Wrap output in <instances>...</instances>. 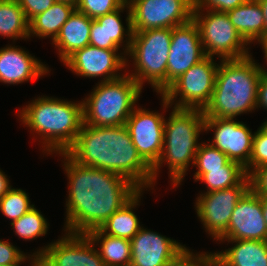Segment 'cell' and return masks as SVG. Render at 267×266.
Here are the masks:
<instances>
[{
  "instance_id": "ac0fdd59",
  "label": "cell",
  "mask_w": 267,
  "mask_h": 266,
  "mask_svg": "<svg viewBox=\"0 0 267 266\" xmlns=\"http://www.w3.org/2000/svg\"><path fill=\"white\" fill-rule=\"evenodd\" d=\"M131 266H167L185 246L143 227L130 240Z\"/></svg>"
},
{
  "instance_id": "d6a6232c",
  "label": "cell",
  "mask_w": 267,
  "mask_h": 266,
  "mask_svg": "<svg viewBox=\"0 0 267 266\" xmlns=\"http://www.w3.org/2000/svg\"><path fill=\"white\" fill-rule=\"evenodd\" d=\"M124 4V0H78L76 9L91 19H96L116 11Z\"/></svg>"
},
{
  "instance_id": "f6af8a7d",
  "label": "cell",
  "mask_w": 267,
  "mask_h": 266,
  "mask_svg": "<svg viewBox=\"0 0 267 266\" xmlns=\"http://www.w3.org/2000/svg\"><path fill=\"white\" fill-rule=\"evenodd\" d=\"M262 48L264 49L265 58L267 60V36L263 37L260 41Z\"/></svg>"
},
{
  "instance_id": "1f68e13d",
  "label": "cell",
  "mask_w": 267,
  "mask_h": 266,
  "mask_svg": "<svg viewBox=\"0 0 267 266\" xmlns=\"http://www.w3.org/2000/svg\"><path fill=\"white\" fill-rule=\"evenodd\" d=\"M264 165H267V128L262 125L253 136L251 157L245 171L249 176L255 169Z\"/></svg>"
},
{
  "instance_id": "d6986e66",
  "label": "cell",
  "mask_w": 267,
  "mask_h": 266,
  "mask_svg": "<svg viewBox=\"0 0 267 266\" xmlns=\"http://www.w3.org/2000/svg\"><path fill=\"white\" fill-rule=\"evenodd\" d=\"M49 70L29 52L15 46L0 49V82L19 84L34 80Z\"/></svg>"
},
{
  "instance_id": "6da1fadb",
  "label": "cell",
  "mask_w": 267,
  "mask_h": 266,
  "mask_svg": "<svg viewBox=\"0 0 267 266\" xmlns=\"http://www.w3.org/2000/svg\"><path fill=\"white\" fill-rule=\"evenodd\" d=\"M69 179L66 232L87 234L127 203L140 189L125 177L99 168L83 166L66 153Z\"/></svg>"
},
{
  "instance_id": "836d02e7",
  "label": "cell",
  "mask_w": 267,
  "mask_h": 266,
  "mask_svg": "<svg viewBox=\"0 0 267 266\" xmlns=\"http://www.w3.org/2000/svg\"><path fill=\"white\" fill-rule=\"evenodd\" d=\"M208 254L193 255L186 247L183 248L169 263L167 266H203L209 259Z\"/></svg>"
},
{
  "instance_id": "30bf717a",
  "label": "cell",
  "mask_w": 267,
  "mask_h": 266,
  "mask_svg": "<svg viewBox=\"0 0 267 266\" xmlns=\"http://www.w3.org/2000/svg\"><path fill=\"white\" fill-rule=\"evenodd\" d=\"M202 16L200 10H193V21L200 32L202 47L206 56L219 55L221 60L240 59L249 56L247 42L237 32L227 13L207 10Z\"/></svg>"
},
{
  "instance_id": "e575fe53",
  "label": "cell",
  "mask_w": 267,
  "mask_h": 266,
  "mask_svg": "<svg viewBox=\"0 0 267 266\" xmlns=\"http://www.w3.org/2000/svg\"><path fill=\"white\" fill-rule=\"evenodd\" d=\"M28 258L19 249L7 241L0 240V266H14L26 261Z\"/></svg>"
},
{
  "instance_id": "d590c367",
  "label": "cell",
  "mask_w": 267,
  "mask_h": 266,
  "mask_svg": "<svg viewBox=\"0 0 267 266\" xmlns=\"http://www.w3.org/2000/svg\"><path fill=\"white\" fill-rule=\"evenodd\" d=\"M247 0H194L193 10H201L206 7V10H213L227 13L232 9L242 5Z\"/></svg>"
},
{
  "instance_id": "e0dca14e",
  "label": "cell",
  "mask_w": 267,
  "mask_h": 266,
  "mask_svg": "<svg viewBox=\"0 0 267 266\" xmlns=\"http://www.w3.org/2000/svg\"><path fill=\"white\" fill-rule=\"evenodd\" d=\"M93 243V244H92ZM87 234L68 233L33 256L44 254L55 266H105Z\"/></svg>"
},
{
  "instance_id": "52a82bcc",
  "label": "cell",
  "mask_w": 267,
  "mask_h": 266,
  "mask_svg": "<svg viewBox=\"0 0 267 266\" xmlns=\"http://www.w3.org/2000/svg\"><path fill=\"white\" fill-rule=\"evenodd\" d=\"M172 28H156L132 32L128 55L132 56L135 73L127 74L142 88L148 81L157 93L167 89V62Z\"/></svg>"
},
{
  "instance_id": "d4e9b609",
  "label": "cell",
  "mask_w": 267,
  "mask_h": 266,
  "mask_svg": "<svg viewBox=\"0 0 267 266\" xmlns=\"http://www.w3.org/2000/svg\"><path fill=\"white\" fill-rule=\"evenodd\" d=\"M142 190H139L127 203L116 211L99 228L103 233L131 240L142 228L133 208L138 205Z\"/></svg>"
},
{
  "instance_id": "7bdbcfd3",
  "label": "cell",
  "mask_w": 267,
  "mask_h": 266,
  "mask_svg": "<svg viewBox=\"0 0 267 266\" xmlns=\"http://www.w3.org/2000/svg\"><path fill=\"white\" fill-rule=\"evenodd\" d=\"M258 2L263 10L264 21H265V36H267V0H258Z\"/></svg>"
},
{
  "instance_id": "7dc6e473",
  "label": "cell",
  "mask_w": 267,
  "mask_h": 266,
  "mask_svg": "<svg viewBox=\"0 0 267 266\" xmlns=\"http://www.w3.org/2000/svg\"><path fill=\"white\" fill-rule=\"evenodd\" d=\"M221 266H228V265L221 260Z\"/></svg>"
},
{
  "instance_id": "74e56055",
  "label": "cell",
  "mask_w": 267,
  "mask_h": 266,
  "mask_svg": "<svg viewBox=\"0 0 267 266\" xmlns=\"http://www.w3.org/2000/svg\"><path fill=\"white\" fill-rule=\"evenodd\" d=\"M250 189L260 195L267 196V165L255 169L250 175Z\"/></svg>"
},
{
  "instance_id": "4fadbf2b",
  "label": "cell",
  "mask_w": 267,
  "mask_h": 266,
  "mask_svg": "<svg viewBox=\"0 0 267 266\" xmlns=\"http://www.w3.org/2000/svg\"><path fill=\"white\" fill-rule=\"evenodd\" d=\"M205 57L199 28L193 19L186 24L173 27L167 62V88Z\"/></svg>"
},
{
  "instance_id": "ee69618b",
  "label": "cell",
  "mask_w": 267,
  "mask_h": 266,
  "mask_svg": "<svg viewBox=\"0 0 267 266\" xmlns=\"http://www.w3.org/2000/svg\"><path fill=\"white\" fill-rule=\"evenodd\" d=\"M262 208H263V216L267 225V196H260Z\"/></svg>"
},
{
  "instance_id": "5b68a950",
  "label": "cell",
  "mask_w": 267,
  "mask_h": 266,
  "mask_svg": "<svg viewBox=\"0 0 267 266\" xmlns=\"http://www.w3.org/2000/svg\"><path fill=\"white\" fill-rule=\"evenodd\" d=\"M204 120L203 110L173 109L169 119L165 121L161 156L152 167L153 182L156 180L159 167L167 161L170 179L172 178L174 186L179 185L190 162L194 164L200 146L197 140L199 133L204 130Z\"/></svg>"
},
{
  "instance_id": "8992f818",
  "label": "cell",
  "mask_w": 267,
  "mask_h": 266,
  "mask_svg": "<svg viewBox=\"0 0 267 266\" xmlns=\"http://www.w3.org/2000/svg\"><path fill=\"white\" fill-rule=\"evenodd\" d=\"M141 87L129 75L101 82L83 102L84 124L108 127L125 125L140 97Z\"/></svg>"
},
{
  "instance_id": "ffe728a7",
  "label": "cell",
  "mask_w": 267,
  "mask_h": 266,
  "mask_svg": "<svg viewBox=\"0 0 267 266\" xmlns=\"http://www.w3.org/2000/svg\"><path fill=\"white\" fill-rule=\"evenodd\" d=\"M92 20L77 9L74 10L53 40V44L58 47L60 60L64 62L74 52L89 45Z\"/></svg>"
},
{
  "instance_id": "484cf974",
  "label": "cell",
  "mask_w": 267,
  "mask_h": 266,
  "mask_svg": "<svg viewBox=\"0 0 267 266\" xmlns=\"http://www.w3.org/2000/svg\"><path fill=\"white\" fill-rule=\"evenodd\" d=\"M95 243L100 241V256L105 266H129L131 262L130 240L103 233L99 228L87 233Z\"/></svg>"
},
{
  "instance_id": "bcb514c9",
  "label": "cell",
  "mask_w": 267,
  "mask_h": 266,
  "mask_svg": "<svg viewBox=\"0 0 267 266\" xmlns=\"http://www.w3.org/2000/svg\"><path fill=\"white\" fill-rule=\"evenodd\" d=\"M55 1L67 2V3H70V4L74 5V6H76L78 0H55Z\"/></svg>"
},
{
  "instance_id": "ab89813d",
  "label": "cell",
  "mask_w": 267,
  "mask_h": 266,
  "mask_svg": "<svg viewBox=\"0 0 267 266\" xmlns=\"http://www.w3.org/2000/svg\"><path fill=\"white\" fill-rule=\"evenodd\" d=\"M10 189H11V186L9 185L8 178L0 170V198L3 197Z\"/></svg>"
},
{
  "instance_id": "681fc988",
  "label": "cell",
  "mask_w": 267,
  "mask_h": 266,
  "mask_svg": "<svg viewBox=\"0 0 267 266\" xmlns=\"http://www.w3.org/2000/svg\"><path fill=\"white\" fill-rule=\"evenodd\" d=\"M31 264H32L31 266H36V265L33 263V260L31 261Z\"/></svg>"
},
{
  "instance_id": "4316f807",
  "label": "cell",
  "mask_w": 267,
  "mask_h": 266,
  "mask_svg": "<svg viewBox=\"0 0 267 266\" xmlns=\"http://www.w3.org/2000/svg\"><path fill=\"white\" fill-rule=\"evenodd\" d=\"M246 176L245 168L231 160L222 168L208 169V172L194 174L195 180H201L202 183L207 184V193L238 185Z\"/></svg>"
},
{
  "instance_id": "7402d4cb",
  "label": "cell",
  "mask_w": 267,
  "mask_h": 266,
  "mask_svg": "<svg viewBox=\"0 0 267 266\" xmlns=\"http://www.w3.org/2000/svg\"><path fill=\"white\" fill-rule=\"evenodd\" d=\"M125 7L129 9L128 3L112 13L92 20L89 45L109 50H118L121 47L125 29L119 13Z\"/></svg>"
},
{
  "instance_id": "c3c4849f",
  "label": "cell",
  "mask_w": 267,
  "mask_h": 266,
  "mask_svg": "<svg viewBox=\"0 0 267 266\" xmlns=\"http://www.w3.org/2000/svg\"><path fill=\"white\" fill-rule=\"evenodd\" d=\"M263 125L267 128V121H265V122L263 123Z\"/></svg>"
},
{
  "instance_id": "2e32d148",
  "label": "cell",
  "mask_w": 267,
  "mask_h": 266,
  "mask_svg": "<svg viewBox=\"0 0 267 266\" xmlns=\"http://www.w3.org/2000/svg\"><path fill=\"white\" fill-rule=\"evenodd\" d=\"M117 51L87 45L74 52L63 63L75 74L83 77L93 78L105 75V79L101 82L112 81L124 76L117 75L116 72L125 68L127 64L125 56L117 55Z\"/></svg>"
},
{
  "instance_id": "b9f144b4",
  "label": "cell",
  "mask_w": 267,
  "mask_h": 266,
  "mask_svg": "<svg viewBox=\"0 0 267 266\" xmlns=\"http://www.w3.org/2000/svg\"><path fill=\"white\" fill-rule=\"evenodd\" d=\"M203 266H221V259L213 253L209 256L208 261Z\"/></svg>"
},
{
  "instance_id": "9a60e30c",
  "label": "cell",
  "mask_w": 267,
  "mask_h": 266,
  "mask_svg": "<svg viewBox=\"0 0 267 266\" xmlns=\"http://www.w3.org/2000/svg\"><path fill=\"white\" fill-rule=\"evenodd\" d=\"M267 241V225L260 195L251 189L235 206L227 231L218 239Z\"/></svg>"
},
{
  "instance_id": "60d3db41",
  "label": "cell",
  "mask_w": 267,
  "mask_h": 266,
  "mask_svg": "<svg viewBox=\"0 0 267 266\" xmlns=\"http://www.w3.org/2000/svg\"><path fill=\"white\" fill-rule=\"evenodd\" d=\"M33 263L36 266H55L44 254L34 256Z\"/></svg>"
},
{
  "instance_id": "ba28073f",
  "label": "cell",
  "mask_w": 267,
  "mask_h": 266,
  "mask_svg": "<svg viewBox=\"0 0 267 266\" xmlns=\"http://www.w3.org/2000/svg\"><path fill=\"white\" fill-rule=\"evenodd\" d=\"M128 5L126 32L129 39L126 41V55L130 49L132 32L173 28L193 18L194 0H131Z\"/></svg>"
},
{
  "instance_id": "603a6c76",
  "label": "cell",
  "mask_w": 267,
  "mask_h": 266,
  "mask_svg": "<svg viewBox=\"0 0 267 266\" xmlns=\"http://www.w3.org/2000/svg\"><path fill=\"white\" fill-rule=\"evenodd\" d=\"M234 247L215 254L228 266H267V241L227 240Z\"/></svg>"
},
{
  "instance_id": "cb8c5ba5",
  "label": "cell",
  "mask_w": 267,
  "mask_h": 266,
  "mask_svg": "<svg viewBox=\"0 0 267 266\" xmlns=\"http://www.w3.org/2000/svg\"><path fill=\"white\" fill-rule=\"evenodd\" d=\"M75 9L76 6L70 3L56 1L29 21V35L33 33L42 38L51 36L53 41Z\"/></svg>"
},
{
  "instance_id": "44dd1931",
  "label": "cell",
  "mask_w": 267,
  "mask_h": 266,
  "mask_svg": "<svg viewBox=\"0 0 267 266\" xmlns=\"http://www.w3.org/2000/svg\"><path fill=\"white\" fill-rule=\"evenodd\" d=\"M237 32L249 44L265 37V21L258 0H247L242 5L227 12Z\"/></svg>"
},
{
  "instance_id": "3957f363",
  "label": "cell",
  "mask_w": 267,
  "mask_h": 266,
  "mask_svg": "<svg viewBox=\"0 0 267 266\" xmlns=\"http://www.w3.org/2000/svg\"><path fill=\"white\" fill-rule=\"evenodd\" d=\"M252 59L249 55L221 61L211 100L203 110L205 117L234 119L256 109L262 69Z\"/></svg>"
},
{
  "instance_id": "5bb4252c",
  "label": "cell",
  "mask_w": 267,
  "mask_h": 266,
  "mask_svg": "<svg viewBox=\"0 0 267 266\" xmlns=\"http://www.w3.org/2000/svg\"><path fill=\"white\" fill-rule=\"evenodd\" d=\"M210 129L215 130L211 145L245 168L251 157L254 136L246 124L230 118L205 117L204 130Z\"/></svg>"
},
{
  "instance_id": "8d00e7d4",
  "label": "cell",
  "mask_w": 267,
  "mask_h": 266,
  "mask_svg": "<svg viewBox=\"0 0 267 266\" xmlns=\"http://www.w3.org/2000/svg\"><path fill=\"white\" fill-rule=\"evenodd\" d=\"M24 10L25 16L30 21L37 14L45 12L56 1L55 0H16Z\"/></svg>"
},
{
  "instance_id": "83f0119b",
  "label": "cell",
  "mask_w": 267,
  "mask_h": 266,
  "mask_svg": "<svg viewBox=\"0 0 267 266\" xmlns=\"http://www.w3.org/2000/svg\"><path fill=\"white\" fill-rule=\"evenodd\" d=\"M0 35L29 38V21L16 0H0Z\"/></svg>"
},
{
  "instance_id": "f546056e",
  "label": "cell",
  "mask_w": 267,
  "mask_h": 266,
  "mask_svg": "<svg viewBox=\"0 0 267 266\" xmlns=\"http://www.w3.org/2000/svg\"><path fill=\"white\" fill-rule=\"evenodd\" d=\"M34 205H30L29 197L21 189L11 188L3 197L0 198V210L12 222L18 220L27 213Z\"/></svg>"
},
{
  "instance_id": "f1b7e54d",
  "label": "cell",
  "mask_w": 267,
  "mask_h": 266,
  "mask_svg": "<svg viewBox=\"0 0 267 266\" xmlns=\"http://www.w3.org/2000/svg\"><path fill=\"white\" fill-rule=\"evenodd\" d=\"M11 225L15 228V234L26 240L43 236L47 233L48 229L46 219L34 207L22 215L18 220L11 222Z\"/></svg>"
},
{
  "instance_id": "4dcf8cb0",
  "label": "cell",
  "mask_w": 267,
  "mask_h": 266,
  "mask_svg": "<svg viewBox=\"0 0 267 266\" xmlns=\"http://www.w3.org/2000/svg\"><path fill=\"white\" fill-rule=\"evenodd\" d=\"M229 161L228 156L213 145L200 143L194 165H197V172H208V169L224 167Z\"/></svg>"
},
{
  "instance_id": "f35d334b",
  "label": "cell",
  "mask_w": 267,
  "mask_h": 266,
  "mask_svg": "<svg viewBox=\"0 0 267 266\" xmlns=\"http://www.w3.org/2000/svg\"><path fill=\"white\" fill-rule=\"evenodd\" d=\"M261 69L262 75L258 85L257 108L259 106L267 109V71L262 67Z\"/></svg>"
},
{
  "instance_id": "7c38bea8",
  "label": "cell",
  "mask_w": 267,
  "mask_h": 266,
  "mask_svg": "<svg viewBox=\"0 0 267 266\" xmlns=\"http://www.w3.org/2000/svg\"><path fill=\"white\" fill-rule=\"evenodd\" d=\"M125 125L138 154L152 168L163 149L164 116L135 106Z\"/></svg>"
},
{
  "instance_id": "9c48e42d",
  "label": "cell",
  "mask_w": 267,
  "mask_h": 266,
  "mask_svg": "<svg viewBox=\"0 0 267 266\" xmlns=\"http://www.w3.org/2000/svg\"><path fill=\"white\" fill-rule=\"evenodd\" d=\"M213 57L206 56L176 79L161 95L163 106L174 103V98L180 95V100L173 108L204 110L209 104L219 65Z\"/></svg>"
},
{
  "instance_id": "277c9868",
  "label": "cell",
  "mask_w": 267,
  "mask_h": 266,
  "mask_svg": "<svg viewBox=\"0 0 267 266\" xmlns=\"http://www.w3.org/2000/svg\"><path fill=\"white\" fill-rule=\"evenodd\" d=\"M21 111L23 124L42 136L49 153H65L75 142L84 123L83 102L77 104L52 97H39Z\"/></svg>"
},
{
  "instance_id": "7a4b0ae2",
  "label": "cell",
  "mask_w": 267,
  "mask_h": 266,
  "mask_svg": "<svg viewBox=\"0 0 267 266\" xmlns=\"http://www.w3.org/2000/svg\"><path fill=\"white\" fill-rule=\"evenodd\" d=\"M65 153L83 166L119 174L140 190L153 185L152 168L138 154L126 125L97 127L83 123Z\"/></svg>"
},
{
  "instance_id": "8fae6325",
  "label": "cell",
  "mask_w": 267,
  "mask_h": 266,
  "mask_svg": "<svg viewBox=\"0 0 267 266\" xmlns=\"http://www.w3.org/2000/svg\"><path fill=\"white\" fill-rule=\"evenodd\" d=\"M249 190L250 179L247 175L238 185L200 194L195 209L198 218L214 239L218 240L227 231L235 206Z\"/></svg>"
}]
</instances>
